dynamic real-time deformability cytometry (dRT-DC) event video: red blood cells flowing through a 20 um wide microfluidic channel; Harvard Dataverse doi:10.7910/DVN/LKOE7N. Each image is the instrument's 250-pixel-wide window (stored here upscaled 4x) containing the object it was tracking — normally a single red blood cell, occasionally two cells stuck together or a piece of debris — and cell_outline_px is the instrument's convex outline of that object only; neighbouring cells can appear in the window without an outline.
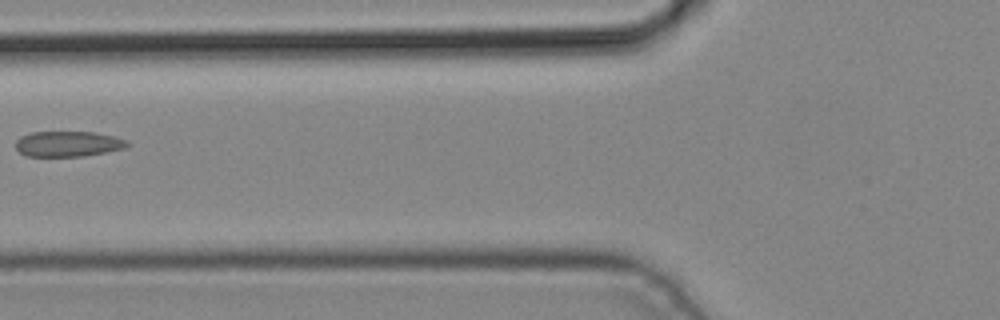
{"species": "common noctule bat (a hibernating species)", "species_latin": "Nyctalus noctula", "temperature_condition": "cold", "stored_images_in_passage": 2, "camera_frame_rate_fps": 3000, "um_per_image_px": 0.085, "animal": {"sex": "male", "body_mass_g": 19.2, "forearm_length_mm": 51.8}, "frame": {"image": 1, "passage_image": 2, "time_ms": 0.333, "image_size_px": [1000, 320], "cell_outline_px": [[132, 144], [124, 148], [84, 156], [24, 156], [16, 148], [16, 140], [20, 136], [32, 132], [96, 132], [128, 140]], "centroid_in_image_um": [5.78, 12.22], "position_along_channel_um": 120.0, "area_um2": 16.59}}